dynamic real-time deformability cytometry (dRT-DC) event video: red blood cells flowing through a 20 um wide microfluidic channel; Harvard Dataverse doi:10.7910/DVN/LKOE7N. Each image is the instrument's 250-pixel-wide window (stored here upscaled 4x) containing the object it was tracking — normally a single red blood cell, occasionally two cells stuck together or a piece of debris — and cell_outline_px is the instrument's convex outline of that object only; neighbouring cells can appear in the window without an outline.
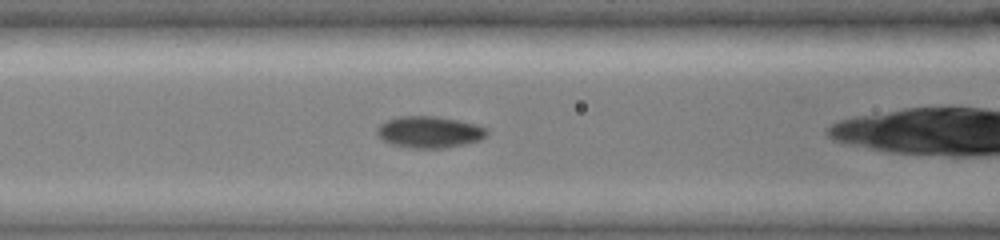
{"species": "common noctule bat (a hibernating species)", "species_latin": "Nyctalus noctula", "temperature_condition": "cold", "stored_images_in_passage": 48, "camera_frame_rate_fps": 3000, "um_per_image_px": 0.085, "animal": {"sex": "female", "body_mass_g": 19.0, "forearm_length_mm": 51.5}, "frame": {"image": 1, "passage_image": 4, "time_ms": 0.333, "image_size_px": [1000, 240], "cell_outline_px": [[488, 132], [480, 140], [464, 144], [444, 148], [408, 148], [392, 144], [384, 140], [376, 132], [376, 128], [380, 124], [396, 116], [436, 116], [460, 120], [476, 124], [488, 128]], "centroid_in_image_um": [36.51, 11.21], "position_along_channel_um": 130.1, "area_um2": 20.29}}
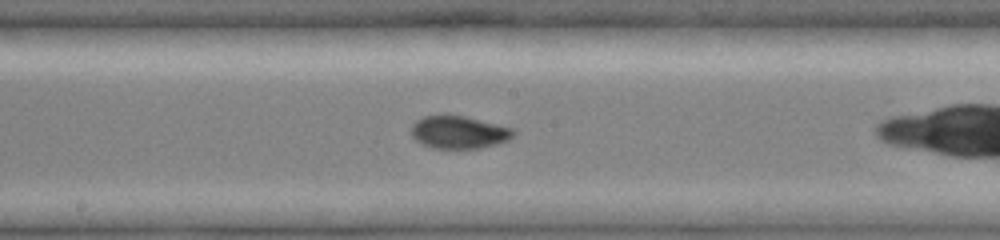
{"frame": {"image": 2, "passage_image": 18, "time_ms": 2.333, "image_size_px": [1000, 240], "cell_outline_px": [[516, 132], [508, 140], [496, 144], [480, 148], [432, 148], [420, 144], [412, 136], [412, 124], [416, 120], [424, 116], [464, 116], [512, 128]], "centroid_in_image_um": [38.98, 11.25], "position_along_channel_um": 209.2, "area_um2": 19.19}}
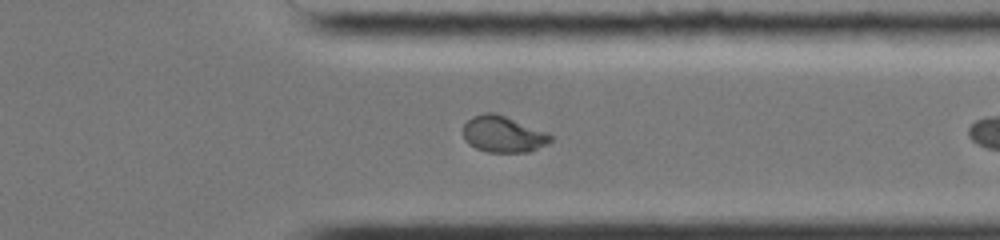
{"frame": {"image": 3, "passage_image": 41, "time_ms": 6.333, "image_size_px": [1000, 240], "cell_outline_px": [[552, 140], [548, 144], [528, 152], [488, 152], [476, 148], [468, 144], [464, 140], [464, 124], [472, 116], [484, 112], [492, 112], [504, 116], [544, 132], [552, 136]], "centroid_in_image_um": [42.72, 11.42], "position_along_channel_um": 368.7, "area_um2": 18.21}}